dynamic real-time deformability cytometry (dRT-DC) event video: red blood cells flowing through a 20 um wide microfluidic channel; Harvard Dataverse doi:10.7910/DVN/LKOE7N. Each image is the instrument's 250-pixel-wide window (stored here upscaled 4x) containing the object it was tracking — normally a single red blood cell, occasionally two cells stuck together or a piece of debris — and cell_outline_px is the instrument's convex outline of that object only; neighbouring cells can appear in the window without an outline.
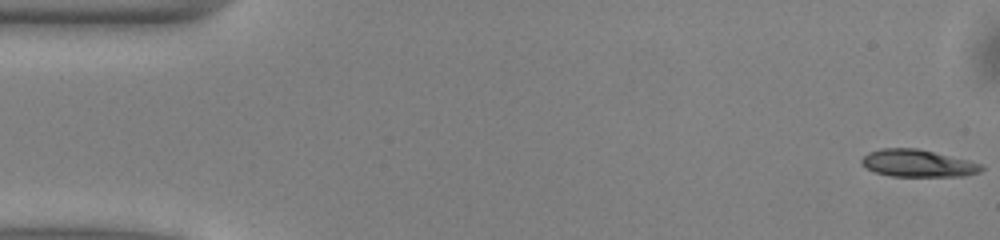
{"species": "common noctule bat (a hibernating species)", "species_latin": "Nyctalus noctula", "temperature_condition": "warm", "stored_images_in_passage": 51, "camera_frame_rate_fps": 3000, "um_per_image_px": 0.085, "animal": {"sex": "male", "body_mass_g": 13.0, "forearm_length_mm": 53.1}, "frame": {"image": 1, "passage_image": 1, "time_ms": 0.0, "image_size_px": [1000, 240], "cell_outline_px": [[984, 168], [980, 172], [964, 176], [892, 176], [872, 172], [864, 168], [860, 164], [860, 160], [868, 152], [880, 148], [916, 148], [968, 160], [984, 164]], "centroid_in_image_um": [77.97, 13.88], "position_along_channel_um": 7.0, "area_um2": 19.25}}
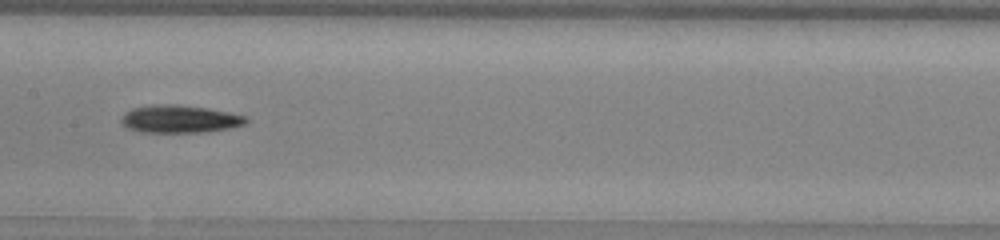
{"frame": {"image": 2, "passage_image": 25, "time_ms": 8.0, "image_size_px": [1000, 240], "cell_outline_px": [[248, 120], [244, 124], [228, 128], [204, 132], [140, 132], [128, 128], [120, 120], [124, 112], [132, 108], [152, 104], [176, 104], [208, 108], [248, 116]], "centroid_in_image_um": [15.25, 10.1], "position_along_channel_um": 192.1, "area_um2": 20.17}}
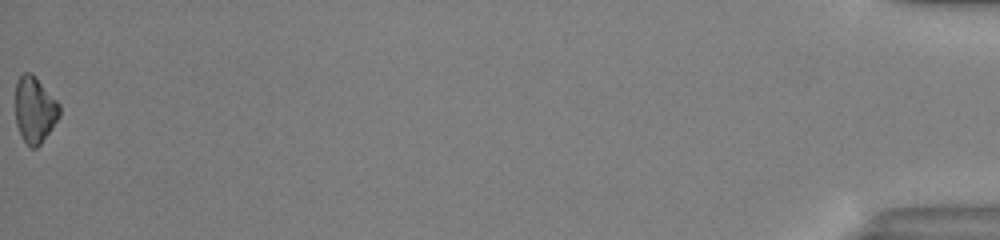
{"frame": {"image": 3, "passage_image": 51, "time_ms": 16.667, "image_size_px": [1000, 240], "cell_outline_px": [[60, 116], [52, 128], [40, 144], [36, 148], [32, 148], [20, 136], [16, 124], [16, 80], [24, 72], [32, 72], [36, 76], [60, 104]], "centroid_in_image_um": [2.95, 9.3], "position_along_channel_um": 432.2, "area_um2": 17.11}, "authors_computed_cell_mechanics": {"area_um2": 18.9584, "velocity_mm_per_s": 4.0439, "shape_relaxation_time_tau1_ms": 3.7696, "shape_relaxation_time_tau2_ms": null, "deformation_change_tau1": 0.1149, "deformation_change_tau2": null}}